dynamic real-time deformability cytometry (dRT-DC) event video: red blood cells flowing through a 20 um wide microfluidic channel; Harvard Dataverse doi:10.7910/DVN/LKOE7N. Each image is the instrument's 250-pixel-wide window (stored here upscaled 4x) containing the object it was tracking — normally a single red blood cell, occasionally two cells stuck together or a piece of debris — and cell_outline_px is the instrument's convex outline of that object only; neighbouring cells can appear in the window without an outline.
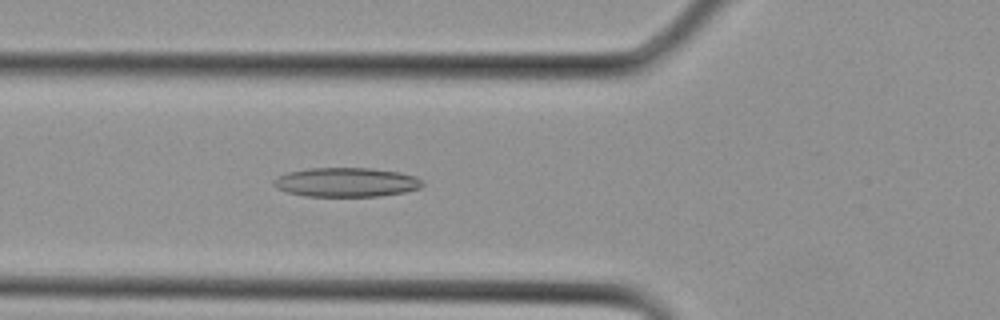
{"species": "Egyptian fruit bat (a non-hibernating species)", "species_latin": "Rousettus aegyptiacus", "temperature_condition": "cold", "stored_images_in_passage": 27, "camera_frame_rate_fps": 3000, "um_per_image_px": 0.085, "animal": {"sex": "female"}, "frame": {"image": 1, "passage_image": 8, "time_ms": 2.333, "image_size_px": [1000, 320], "cell_outline_px": [[424, 184], [420, 188], [404, 192], [380, 196], [304, 196], [288, 192], [276, 188], [272, 184], [272, 180], [276, 176], [288, 172], [308, 168], [372, 168], [400, 172], [416, 176]], "centroid_in_image_um": [29.4, 15.48], "position_along_channel_um": 96.4, "area_um2": 25.49}}
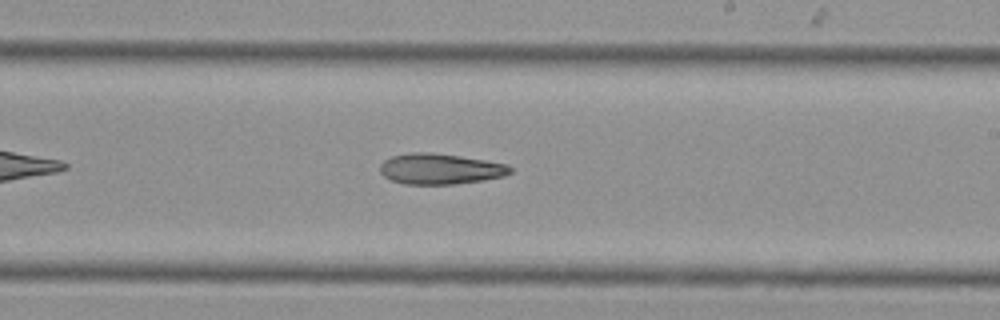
{"frame": {"image": 2, "passage_image": 15, "time_ms": 4.667, "image_size_px": [1000, 320], "cell_outline_px": [[512, 172], [504, 176], [480, 180], [452, 184], [404, 184], [392, 180], [384, 176], [380, 172], [380, 164], [384, 160], [392, 156], [412, 152], [432, 152], [460, 156], [508, 164], [512, 168]], "centroid_in_image_um": [37.4, 14.35], "position_along_channel_um": 251.6, "area_um2": 23.18}}
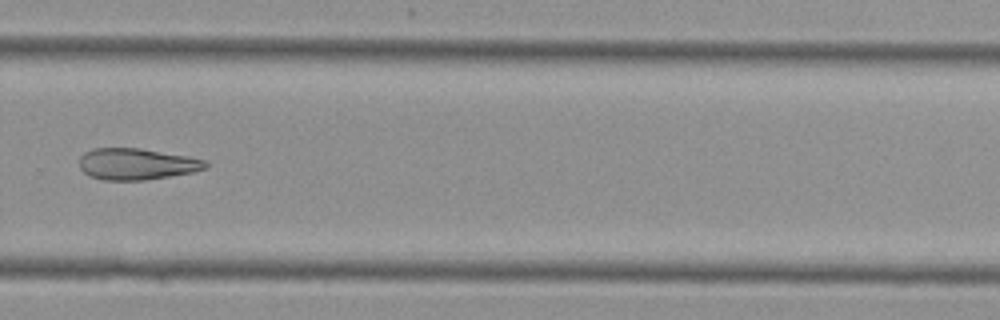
{"frame": {"image": 3, "passage_image": 18, "time_ms": 5.667, "image_size_px": [1000, 320], "cell_outline_px": [[208, 168], [192, 172], [144, 180], [104, 180], [88, 176], [80, 168], [80, 156], [84, 152], [92, 148], [140, 148], [188, 156], [204, 160], [208, 164]], "centroid_in_image_um": [11.59, 13.94], "position_along_channel_um": 318.2, "area_um2": 23.12}}